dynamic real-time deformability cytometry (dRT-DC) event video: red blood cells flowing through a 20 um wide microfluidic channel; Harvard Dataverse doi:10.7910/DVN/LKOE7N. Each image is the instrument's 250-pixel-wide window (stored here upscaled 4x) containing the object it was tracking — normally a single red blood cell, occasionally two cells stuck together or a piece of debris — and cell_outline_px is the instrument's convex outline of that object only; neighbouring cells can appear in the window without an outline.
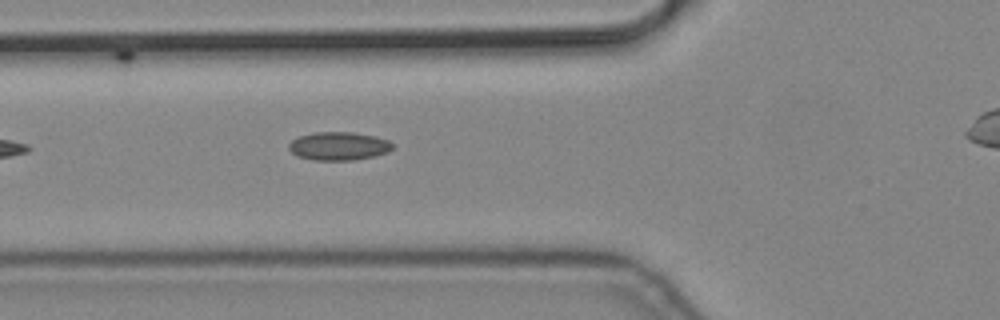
{"species": "common noctule bat (a hibernating species)", "species_latin": "Nyctalus noctula", "temperature_condition": "cold", "stored_images_in_passage": 7, "segment_of_instrument_passage": [1, 2], "camera_frame_rate_fps": 3000, "um_per_image_px": 0.085, "animal": {"sex": "male", "body_mass_g": 19.2, "forearm_length_mm": 51.8}, "frame": {"image": 1, "passage_image": 6, "time_ms": 1.667, "image_size_px": [1000, 320], "cell_outline_px": [[392, 148], [388, 152], [356, 160], [312, 160], [296, 156], [288, 148], [288, 144], [292, 140], [300, 136], [316, 132], [352, 132], [376, 136], [388, 140], [392, 144]], "centroid_in_image_um": [28.77, 12.42], "position_along_channel_um": 97.0, "area_um2": 17.11}}